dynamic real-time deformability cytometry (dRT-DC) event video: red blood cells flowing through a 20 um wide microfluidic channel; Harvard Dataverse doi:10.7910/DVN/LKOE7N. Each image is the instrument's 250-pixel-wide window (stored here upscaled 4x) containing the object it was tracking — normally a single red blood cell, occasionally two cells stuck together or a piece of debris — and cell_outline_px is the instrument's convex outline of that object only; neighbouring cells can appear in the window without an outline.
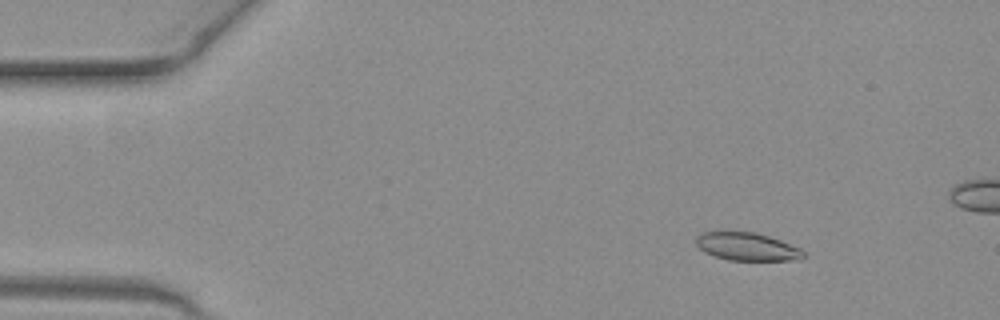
{"species": "common noctule bat (a hibernating species)", "species_latin": "Nyctalus noctula", "temperature_condition": "warm", "stored_images_in_passage": 52, "camera_frame_rate_fps": 3000, "um_per_image_px": 0.085, "animal": {"sex": "female", "body_mass_g": 19.3, "forearm_length_mm": 54.1}, "frame": {"image": 1, "passage_image": 7, "time_ms": 2.0, "image_size_px": [1000, 320], "cell_outline_px": [[808, 256], [788, 260], [728, 260], [704, 252], [696, 244], [696, 236], [700, 232], [724, 228], [756, 232], [780, 240], [800, 248]], "centroid_in_image_um": [63.41, 20.9], "position_along_channel_um": 21.6, "area_um2": 18.15}}
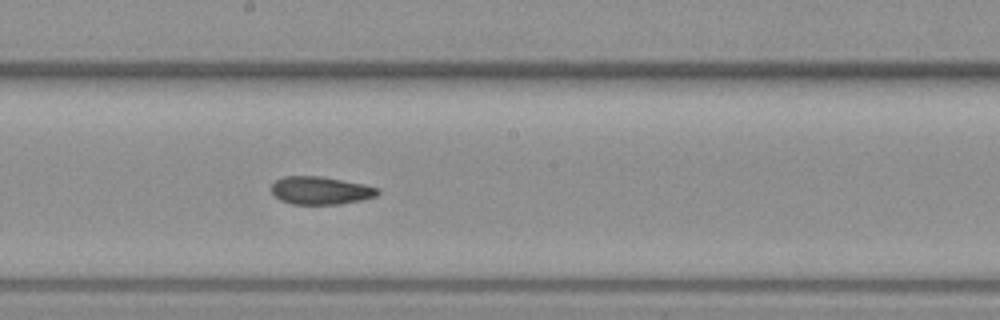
{"frame": {"image": 2, "passage_image": 28, "time_ms": 9.0, "image_size_px": [1000, 320], "cell_outline_px": [[380, 192], [376, 196], [360, 200], [340, 204], [292, 204], [280, 200], [272, 192], [272, 184], [276, 180], [284, 176], [320, 176], [364, 184], [380, 188]], "centroid_in_image_um": [27.26, 16.19], "position_along_channel_um": 220.9, "area_um2": 17.22}}
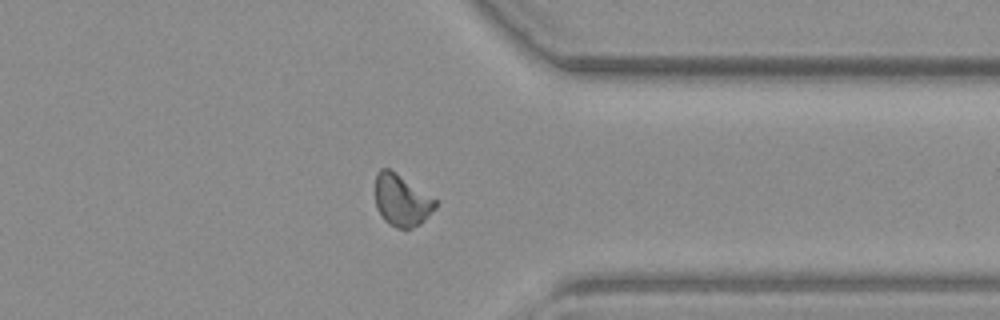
{"frame": {"image": 3, "passage_image": 40, "time_ms": 13.0, "image_size_px": [1000, 320], "cell_outline_px": [[436, 208], [420, 224], [412, 228], [396, 228], [388, 224], [384, 220], [376, 208], [376, 172], [380, 168], [388, 168], [396, 172], [436, 200]], "centroid_in_image_um": [34.12, 17.03], "position_along_channel_um": 377.3, "area_um2": 18.03}, "authors_computed_cell_mechanics": {"area_um2": 17.9469, "velocity_mm_per_s": 4.0573, "shape_relaxation_time_tau1_ms": null, "shape_relaxation_time_tau2_ms": 2.4062, "deformation_change_tau1": null, "deformation_change_tau2": 0.0913}}